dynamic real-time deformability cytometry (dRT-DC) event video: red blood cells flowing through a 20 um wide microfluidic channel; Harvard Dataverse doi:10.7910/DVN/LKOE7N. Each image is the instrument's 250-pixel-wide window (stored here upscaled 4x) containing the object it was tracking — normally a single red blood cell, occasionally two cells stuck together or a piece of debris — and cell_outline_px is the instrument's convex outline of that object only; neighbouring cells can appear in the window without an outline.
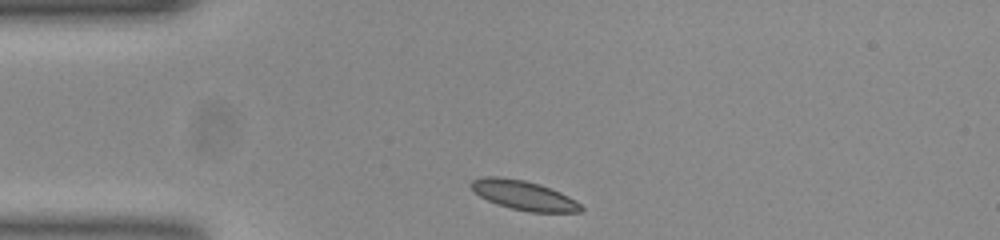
{"species": "common noctule bat (a hibernating species)", "species_latin": "Nyctalus noctula", "temperature_condition": "room temperature", "stored_images_in_passage": 32, "camera_frame_rate_fps": 3000, "um_per_image_px": 0.085, "animal": {"sex": "female", "body_mass_g": 23.0, "forearm_length_mm": 53.4}, "frame": {"image": 1, "passage_image": 1, "time_ms": 0.0, "image_size_px": [1000, 240], "cell_outline_px": [[584, 208], [580, 212], [528, 212], [496, 204], [480, 196], [468, 184], [472, 180], [484, 176], [500, 176], [524, 180], [540, 184], [560, 192], [576, 200]], "centroid_in_image_um": [44.51, 16.59], "position_along_channel_um": 40.5, "area_um2": 18.84}}
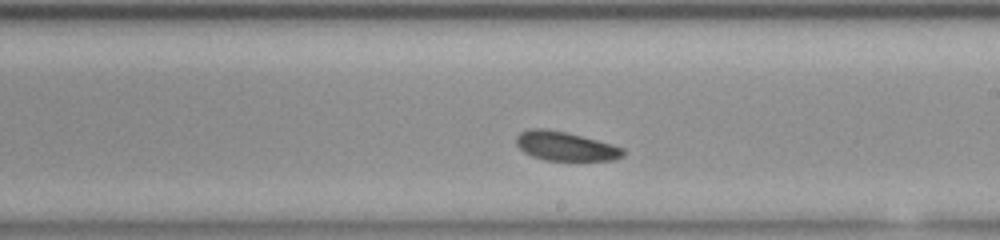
{"frame": {"image": 2, "passage_image": 19, "time_ms": 6.0, "image_size_px": [1000, 240], "cell_outline_px": [[624, 156], [612, 160], [544, 160], [532, 156], [524, 152], [516, 144], [516, 136], [520, 132], [532, 128], [544, 128], [564, 132], [612, 144], [624, 148]], "centroid_in_image_um": [48.04, 12.43], "position_along_channel_um": 241.0, "area_um2": 17.92}}
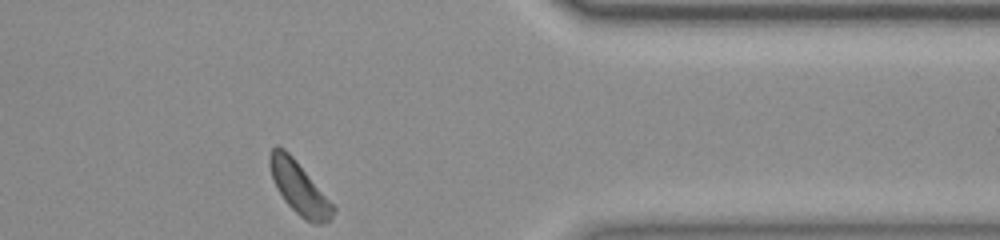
{"frame": {"image": 3, "passage_image": 32, "time_ms": 10.333, "image_size_px": [1000, 240], "cell_outline_px": [[336, 208], [332, 216], [328, 220], [320, 224], [316, 224], [304, 220], [284, 200], [272, 180], [268, 164], [268, 156], [272, 148], [276, 144], [284, 148], [292, 156]], "centroid_in_image_um": [25.38, 15.95], "position_along_channel_um": 386.0, "area_um2": 19.07}, "authors_computed_cell_mechanics": {"area_um2": 18.7272, "velocity_mm_per_s": 3.7745, "shape_relaxation_time_tau1_ms": 2.4167, "shape_relaxation_time_tau2_ms": 3.8085, "deformation_change_tau1": 0.0783, "deformation_change_tau2": 0.0965}}